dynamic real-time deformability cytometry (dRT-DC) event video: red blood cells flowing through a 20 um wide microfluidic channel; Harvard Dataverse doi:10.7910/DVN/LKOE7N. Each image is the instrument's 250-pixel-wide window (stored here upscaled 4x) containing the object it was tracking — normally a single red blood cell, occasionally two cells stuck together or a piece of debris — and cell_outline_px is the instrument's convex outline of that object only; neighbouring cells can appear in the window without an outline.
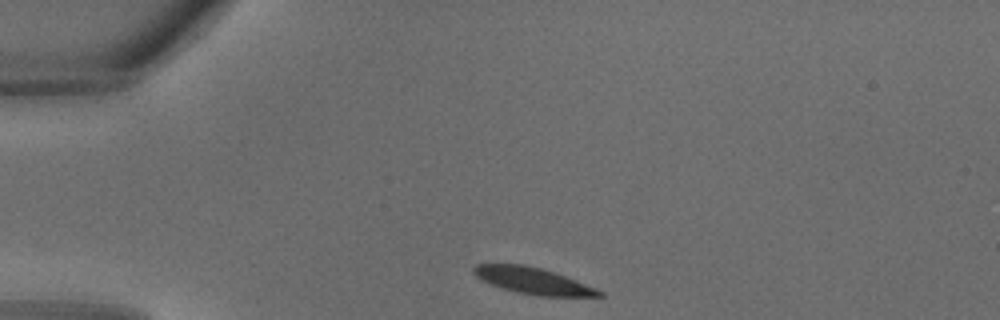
{"species": "common noctule bat (a hibernating species)", "species_latin": "Nyctalus noctula", "temperature_condition": "warm", "stored_images_in_passage": 26, "camera_frame_rate_fps": 3000, "um_per_image_px": 0.085, "animal": {"sex": "male", "body_mass_g": 18.8}, "frame": {"image": 1, "passage_image": 1, "time_ms": 0.0, "image_size_px": [1000, 320], "cell_outline_px": [[604, 296], [536, 296], [516, 292], [480, 280], [472, 272], [472, 268], [476, 264], [524, 264], [540, 268], [576, 280], [596, 288], [604, 292]], "centroid_in_image_um": [45.28, 23.86], "position_along_channel_um": 39.7, "area_um2": 19.19}}
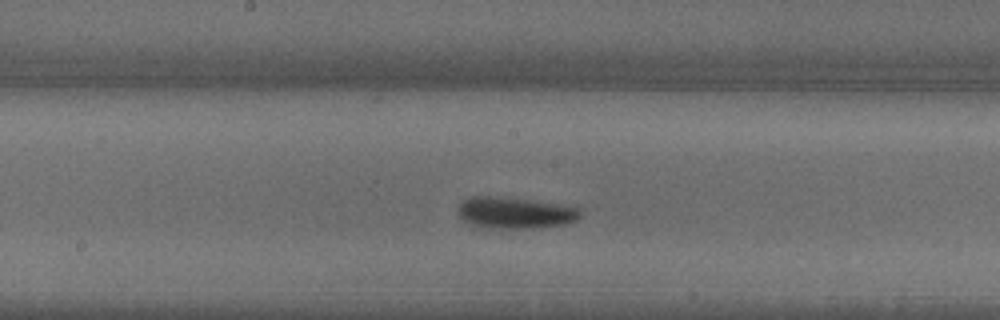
{"frame": {"image": 2, "passage_image": 11, "time_ms": 3.333, "image_size_px": [1000, 320], "cell_outline_px": [[580, 216], [576, 220], [564, 224], [532, 228], [488, 228], [472, 224], [464, 220], [460, 216], [460, 204], [464, 200], [472, 196], [488, 196], [536, 200], [576, 204], [580, 208]], "centroid_in_image_um": [43.9, 18.06], "position_along_channel_um": 204.3, "area_um2": 22.6}}
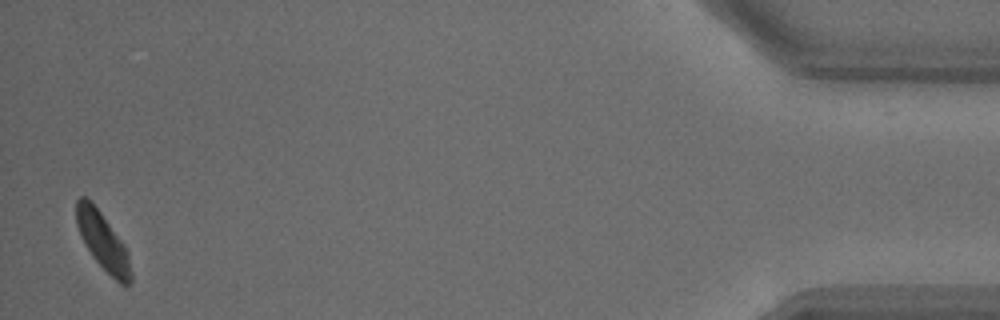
{"frame": {"image": 3, "passage_image": 26, "time_ms": 8.333, "image_size_px": [1000, 320], "cell_outline_px": [[132, 284], [120, 284], [92, 256], [80, 236], [76, 224], [76, 200], [80, 196], [84, 196], [92, 200], [124, 244], [128, 252], [132, 272]], "centroid_in_image_um": [8.74, 20.48], "position_along_channel_um": 426.5, "area_um2": 18.32}}